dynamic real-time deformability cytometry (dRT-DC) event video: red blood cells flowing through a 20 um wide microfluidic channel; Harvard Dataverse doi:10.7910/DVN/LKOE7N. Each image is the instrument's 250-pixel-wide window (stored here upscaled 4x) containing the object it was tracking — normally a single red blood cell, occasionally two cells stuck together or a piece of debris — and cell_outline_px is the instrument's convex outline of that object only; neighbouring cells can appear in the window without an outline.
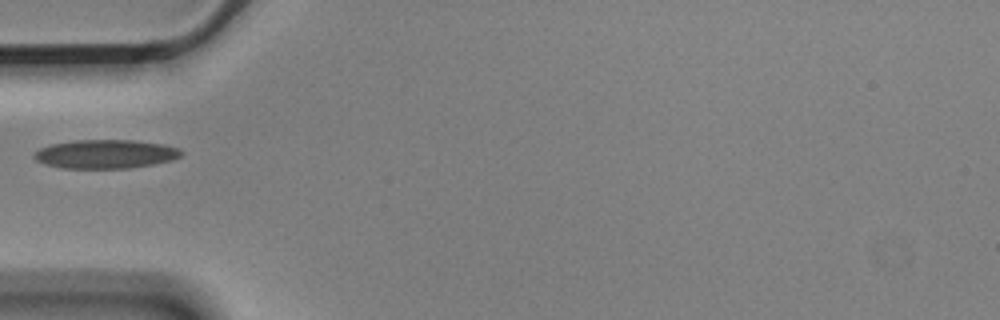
{"species": "Egyptian fruit bat (a non-hibernating species)", "species_latin": "Rousettus aegyptiacus", "temperature_condition": "cold", "stored_images_in_passage": 4, "camera_frame_rate_fps": 3000, "um_per_image_px": 0.085, "animal": {"sex": "male"}, "frame": {"image": 1, "passage_image": 2, "time_ms": 0.333, "image_size_px": [1000, 320], "cell_outline_px": [[184, 152], [180, 156], [172, 160], [152, 164], [128, 168], [60, 168], [44, 164], [36, 160], [32, 156], [40, 148], [52, 144], [76, 140], [132, 140], [164, 144], [180, 148]], "centroid_in_image_um": [8.98, 13.09], "position_along_channel_um": 76.0, "area_um2": 24.68}}
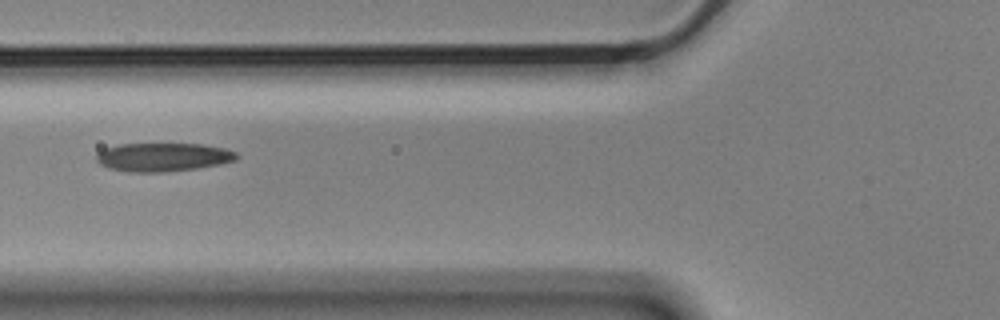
{"frame": {"image": 2, "passage_image": 3, "time_ms": 0.667, "image_size_px": [1000, 320], "cell_outline_px": [[240, 156], [236, 160], [196, 168], [160, 172], [128, 172], [108, 168], [100, 164], [96, 160], [96, 156], [104, 148], [120, 144], [200, 144], [224, 148], [236, 152]], "centroid_in_image_um": [13.83, 13.35], "position_along_channel_um": 112.0, "area_um2": 23.12}}
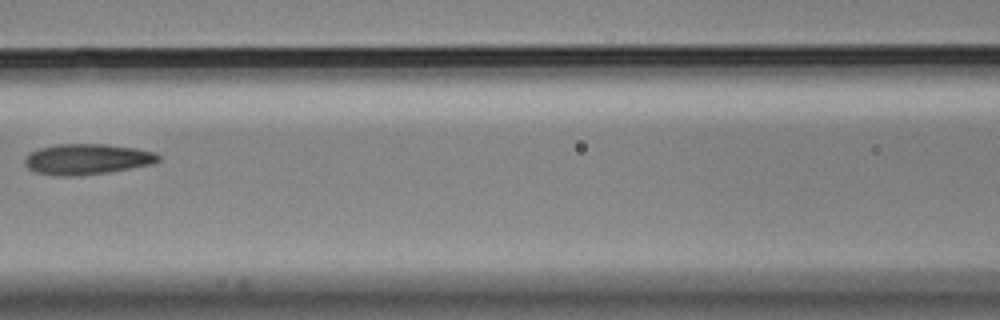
{"frame": {"image": 3, "passage_image": 4, "time_ms": 1.0, "image_size_px": [1000, 320], "cell_outline_px": [[160, 160], [152, 164], [108, 172], [76, 176], [56, 176], [36, 172], [28, 168], [24, 164], [24, 156], [28, 152], [40, 148], [56, 144], [108, 144], [136, 148], [152, 152], [160, 156]], "centroid_in_image_um": [7.35, 13.53], "position_along_channel_um": 159.3, "area_um2": 23.99}}